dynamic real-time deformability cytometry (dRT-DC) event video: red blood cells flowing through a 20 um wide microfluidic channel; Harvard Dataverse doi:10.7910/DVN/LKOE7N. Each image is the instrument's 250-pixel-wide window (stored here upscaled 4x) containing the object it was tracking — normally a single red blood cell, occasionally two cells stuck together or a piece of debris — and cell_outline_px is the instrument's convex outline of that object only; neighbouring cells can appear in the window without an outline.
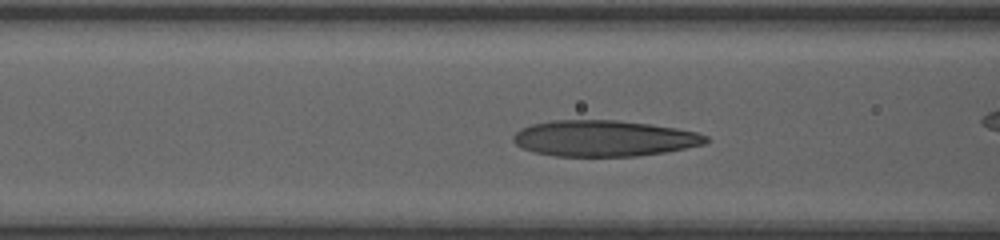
{"species": "human", "species_latin": "Homo sapiens", "temperature_condition": "room temperature", "stored_images_in_passage": 31, "camera_frame_rate_fps": 3000, "um_per_image_px": 0.085, "donor": {"sex": "female"}, "frame": {"image": 1, "passage_image": 10, "time_ms": 3.0, "image_size_px": [1000, 240], "cell_outline_px": [[708, 140], [704, 144], [664, 152], [636, 156], [556, 156], [532, 152], [520, 148], [512, 140], [512, 136], [520, 128], [532, 124], [552, 120], [616, 120], [648, 124], [676, 128], [696, 132], [708, 136]], "centroid_in_image_um": [51.28, 11.76], "position_along_channel_um": 115.3, "area_um2": 40.46}}
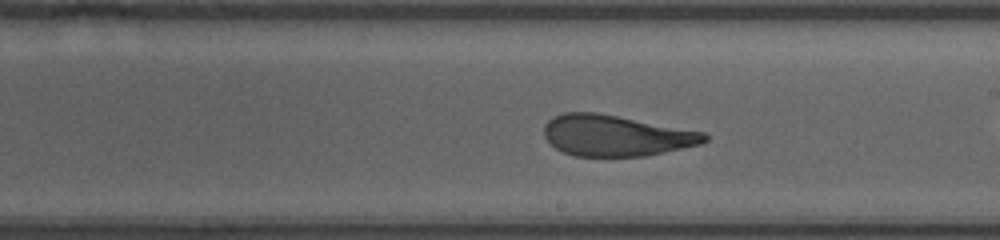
{"frame": {"image": 2, "passage_image": 19, "time_ms": 6.0, "image_size_px": [1000, 240], "cell_outline_px": [[708, 140], [700, 144], [644, 156], [572, 156], [560, 152], [544, 136], [544, 124], [552, 116], [564, 112], [596, 112], [704, 132], [708, 136]], "centroid_in_image_um": [52.3, 11.52], "position_along_channel_um": 236.7, "area_um2": 38.26}}
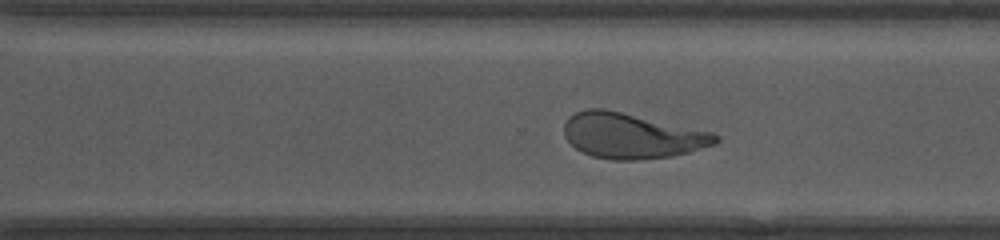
{"frame": {"image": 3, "passage_image": 25, "time_ms": 8.0, "image_size_px": [1000, 240], "cell_outline_px": [[720, 140], [716, 144], [688, 152], [672, 156], [636, 160], [612, 160], [592, 156], [576, 148], [564, 136], [564, 124], [568, 116], [576, 112], [588, 108], [604, 108], [712, 132], [720, 136]], "centroid_in_image_um": [53.69, 11.54], "position_along_channel_um": 316.9, "area_um2": 39.94}}